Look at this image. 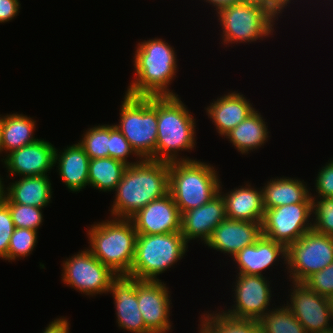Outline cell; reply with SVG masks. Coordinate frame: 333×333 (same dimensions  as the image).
I'll use <instances>...</instances> for the list:
<instances>
[{
    "label": "cell",
    "instance_id": "cell-1",
    "mask_svg": "<svg viewBox=\"0 0 333 333\" xmlns=\"http://www.w3.org/2000/svg\"><path fill=\"white\" fill-rule=\"evenodd\" d=\"M115 193L111 216L130 219L151 201L169 193V162L141 159L128 165Z\"/></svg>",
    "mask_w": 333,
    "mask_h": 333
},
{
    "label": "cell",
    "instance_id": "cell-2",
    "mask_svg": "<svg viewBox=\"0 0 333 333\" xmlns=\"http://www.w3.org/2000/svg\"><path fill=\"white\" fill-rule=\"evenodd\" d=\"M173 49L160 38L138 43L133 61L136 78L125 94L134 97L177 96L168 88L177 72Z\"/></svg>",
    "mask_w": 333,
    "mask_h": 333
},
{
    "label": "cell",
    "instance_id": "cell-3",
    "mask_svg": "<svg viewBox=\"0 0 333 333\" xmlns=\"http://www.w3.org/2000/svg\"><path fill=\"white\" fill-rule=\"evenodd\" d=\"M177 96H157V142L155 161H189L178 158V151L195 146V119Z\"/></svg>",
    "mask_w": 333,
    "mask_h": 333
},
{
    "label": "cell",
    "instance_id": "cell-4",
    "mask_svg": "<svg viewBox=\"0 0 333 333\" xmlns=\"http://www.w3.org/2000/svg\"><path fill=\"white\" fill-rule=\"evenodd\" d=\"M93 256L118 276L130 274L135 256L137 232L131 219L113 218L89 227Z\"/></svg>",
    "mask_w": 333,
    "mask_h": 333
},
{
    "label": "cell",
    "instance_id": "cell-5",
    "mask_svg": "<svg viewBox=\"0 0 333 333\" xmlns=\"http://www.w3.org/2000/svg\"><path fill=\"white\" fill-rule=\"evenodd\" d=\"M214 167L199 160L169 163V194L181 215L200 207L219 193L220 179Z\"/></svg>",
    "mask_w": 333,
    "mask_h": 333
},
{
    "label": "cell",
    "instance_id": "cell-6",
    "mask_svg": "<svg viewBox=\"0 0 333 333\" xmlns=\"http://www.w3.org/2000/svg\"><path fill=\"white\" fill-rule=\"evenodd\" d=\"M118 130L130 143L139 159L155 161L157 142V96L134 97L125 94Z\"/></svg>",
    "mask_w": 333,
    "mask_h": 333
},
{
    "label": "cell",
    "instance_id": "cell-7",
    "mask_svg": "<svg viewBox=\"0 0 333 333\" xmlns=\"http://www.w3.org/2000/svg\"><path fill=\"white\" fill-rule=\"evenodd\" d=\"M188 242L181 232L166 234H138L135 256L128 277L157 281V275L182 259Z\"/></svg>",
    "mask_w": 333,
    "mask_h": 333
},
{
    "label": "cell",
    "instance_id": "cell-8",
    "mask_svg": "<svg viewBox=\"0 0 333 333\" xmlns=\"http://www.w3.org/2000/svg\"><path fill=\"white\" fill-rule=\"evenodd\" d=\"M222 40L226 43H246L266 38L273 33L276 17L265 7L248 2L232 4L218 12Z\"/></svg>",
    "mask_w": 333,
    "mask_h": 333
},
{
    "label": "cell",
    "instance_id": "cell-9",
    "mask_svg": "<svg viewBox=\"0 0 333 333\" xmlns=\"http://www.w3.org/2000/svg\"><path fill=\"white\" fill-rule=\"evenodd\" d=\"M332 262L333 236L313 229L286 248V266L293 282L303 283Z\"/></svg>",
    "mask_w": 333,
    "mask_h": 333
},
{
    "label": "cell",
    "instance_id": "cell-10",
    "mask_svg": "<svg viewBox=\"0 0 333 333\" xmlns=\"http://www.w3.org/2000/svg\"><path fill=\"white\" fill-rule=\"evenodd\" d=\"M84 250L63 262L64 284L89 296L108 293L111 283L118 275L93 256L88 249Z\"/></svg>",
    "mask_w": 333,
    "mask_h": 333
},
{
    "label": "cell",
    "instance_id": "cell-11",
    "mask_svg": "<svg viewBox=\"0 0 333 333\" xmlns=\"http://www.w3.org/2000/svg\"><path fill=\"white\" fill-rule=\"evenodd\" d=\"M311 214L312 203H296L266 209L261 223L262 235L287 248L312 230L313 223L308 220Z\"/></svg>",
    "mask_w": 333,
    "mask_h": 333
},
{
    "label": "cell",
    "instance_id": "cell-12",
    "mask_svg": "<svg viewBox=\"0 0 333 333\" xmlns=\"http://www.w3.org/2000/svg\"><path fill=\"white\" fill-rule=\"evenodd\" d=\"M293 290L290 293V303L287 307L292 311L307 333H320L330 330L333 310L330 298L309 289L304 283L292 282Z\"/></svg>",
    "mask_w": 333,
    "mask_h": 333
},
{
    "label": "cell",
    "instance_id": "cell-13",
    "mask_svg": "<svg viewBox=\"0 0 333 333\" xmlns=\"http://www.w3.org/2000/svg\"><path fill=\"white\" fill-rule=\"evenodd\" d=\"M238 279V280H237ZM235 285V305L233 309L221 311L236 319L258 321L269 310L271 288L265 277L238 274Z\"/></svg>",
    "mask_w": 333,
    "mask_h": 333
},
{
    "label": "cell",
    "instance_id": "cell-14",
    "mask_svg": "<svg viewBox=\"0 0 333 333\" xmlns=\"http://www.w3.org/2000/svg\"><path fill=\"white\" fill-rule=\"evenodd\" d=\"M160 281V282H159ZM138 307L151 333H167L171 329L169 291L161 280L136 279Z\"/></svg>",
    "mask_w": 333,
    "mask_h": 333
},
{
    "label": "cell",
    "instance_id": "cell-15",
    "mask_svg": "<svg viewBox=\"0 0 333 333\" xmlns=\"http://www.w3.org/2000/svg\"><path fill=\"white\" fill-rule=\"evenodd\" d=\"M181 213L172 196L151 201L130 219L137 234H166L181 232Z\"/></svg>",
    "mask_w": 333,
    "mask_h": 333
},
{
    "label": "cell",
    "instance_id": "cell-16",
    "mask_svg": "<svg viewBox=\"0 0 333 333\" xmlns=\"http://www.w3.org/2000/svg\"><path fill=\"white\" fill-rule=\"evenodd\" d=\"M55 147L44 139L8 153L4 160L7 172L20 177L47 175L54 165Z\"/></svg>",
    "mask_w": 333,
    "mask_h": 333
},
{
    "label": "cell",
    "instance_id": "cell-17",
    "mask_svg": "<svg viewBox=\"0 0 333 333\" xmlns=\"http://www.w3.org/2000/svg\"><path fill=\"white\" fill-rule=\"evenodd\" d=\"M262 236L260 222L226 218L206 241L208 247L235 256L244 247L254 244Z\"/></svg>",
    "mask_w": 333,
    "mask_h": 333
},
{
    "label": "cell",
    "instance_id": "cell-18",
    "mask_svg": "<svg viewBox=\"0 0 333 333\" xmlns=\"http://www.w3.org/2000/svg\"><path fill=\"white\" fill-rule=\"evenodd\" d=\"M226 218L225 202L218 193L204 205L182 214L181 233L187 242L200 238L206 243L213 230Z\"/></svg>",
    "mask_w": 333,
    "mask_h": 333
},
{
    "label": "cell",
    "instance_id": "cell-19",
    "mask_svg": "<svg viewBox=\"0 0 333 333\" xmlns=\"http://www.w3.org/2000/svg\"><path fill=\"white\" fill-rule=\"evenodd\" d=\"M109 293L113 295L118 326L132 333H151L141 316L136 292V279L118 276Z\"/></svg>",
    "mask_w": 333,
    "mask_h": 333
},
{
    "label": "cell",
    "instance_id": "cell-20",
    "mask_svg": "<svg viewBox=\"0 0 333 333\" xmlns=\"http://www.w3.org/2000/svg\"><path fill=\"white\" fill-rule=\"evenodd\" d=\"M286 264V247L262 235L254 244L244 247L235 256L238 274L262 276V271L271 267L279 257Z\"/></svg>",
    "mask_w": 333,
    "mask_h": 333
},
{
    "label": "cell",
    "instance_id": "cell-21",
    "mask_svg": "<svg viewBox=\"0 0 333 333\" xmlns=\"http://www.w3.org/2000/svg\"><path fill=\"white\" fill-rule=\"evenodd\" d=\"M254 110L249 100L235 91L224 94L206 108L208 117L210 116L221 136L234 129Z\"/></svg>",
    "mask_w": 333,
    "mask_h": 333
},
{
    "label": "cell",
    "instance_id": "cell-22",
    "mask_svg": "<svg viewBox=\"0 0 333 333\" xmlns=\"http://www.w3.org/2000/svg\"><path fill=\"white\" fill-rule=\"evenodd\" d=\"M221 188L220 185L219 193L225 202L227 218L262 223L265 211L262 189H253L250 184H247L246 187L240 186L224 195L220 191Z\"/></svg>",
    "mask_w": 333,
    "mask_h": 333
},
{
    "label": "cell",
    "instance_id": "cell-23",
    "mask_svg": "<svg viewBox=\"0 0 333 333\" xmlns=\"http://www.w3.org/2000/svg\"><path fill=\"white\" fill-rule=\"evenodd\" d=\"M6 189L2 196L5 203L44 208L52 197L51 182L47 175L22 177Z\"/></svg>",
    "mask_w": 333,
    "mask_h": 333
},
{
    "label": "cell",
    "instance_id": "cell-24",
    "mask_svg": "<svg viewBox=\"0 0 333 333\" xmlns=\"http://www.w3.org/2000/svg\"><path fill=\"white\" fill-rule=\"evenodd\" d=\"M57 151L55 148L54 164H59L57 167L63 183L72 192L82 191L83 188L89 185V156L79 143L67 147L64 152H59V154Z\"/></svg>",
    "mask_w": 333,
    "mask_h": 333
},
{
    "label": "cell",
    "instance_id": "cell-25",
    "mask_svg": "<svg viewBox=\"0 0 333 333\" xmlns=\"http://www.w3.org/2000/svg\"><path fill=\"white\" fill-rule=\"evenodd\" d=\"M306 185L296 178L270 179L262 188L264 209L296 203H312V197Z\"/></svg>",
    "mask_w": 333,
    "mask_h": 333
},
{
    "label": "cell",
    "instance_id": "cell-26",
    "mask_svg": "<svg viewBox=\"0 0 333 333\" xmlns=\"http://www.w3.org/2000/svg\"><path fill=\"white\" fill-rule=\"evenodd\" d=\"M267 122L254 110L239 125L228 132L225 137L236 147L241 154H248L249 151L264 145L268 138Z\"/></svg>",
    "mask_w": 333,
    "mask_h": 333
},
{
    "label": "cell",
    "instance_id": "cell-27",
    "mask_svg": "<svg viewBox=\"0 0 333 333\" xmlns=\"http://www.w3.org/2000/svg\"><path fill=\"white\" fill-rule=\"evenodd\" d=\"M35 122L32 118L17 113L3 116L0 134L1 152L10 153L36 142L38 138L33 137Z\"/></svg>",
    "mask_w": 333,
    "mask_h": 333
},
{
    "label": "cell",
    "instance_id": "cell-28",
    "mask_svg": "<svg viewBox=\"0 0 333 333\" xmlns=\"http://www.w3.org/2000/svg\"><path fill=\"white\" fill-rule=\"evenodd\" d=\"M128 165L111 157L90 159L88 184L98 190L115 191Z\"/></svg>",
    "mask_w": 333,
    "mask_h": 333
},
{
    "label": "cell",
    "instance_id": "cell-29",
    "mask_svg": "<svg viewBox=\"0 0 333 333\" xmlns=\"http://www.w3.org/2000/svg\"><path fill=\"white\" fill-rule=\"evenodd\" d=\"M212 314L202 315L200 329L204 333H260L256 320L236 319L223 312Z\"/></svg>",
    "mask_w": 333,
    "mask_h": 333
},
{
    "label": "cell",
    "instance_id": "cell-30",
    "mask_svg": "<svg viewBox=\"0 0 333 333\" xmlns=\"http://www.w3.org/2000/svg\"><path fill=\"white\" fill-rule=\"evenodd\" d=\"M283 306L269 310L258 320L260 333H307L292 311Z\"/></svg>",
    "mask_w": 333,
    "mask_h": 333
},
{
    "label": "cell",
    "instance_id": "cell-31",
    "mask_svg": "<svg viewBox=\"0 0 333 333\" xmlns=\"http://www.w3.org/2000/svg\"><path fill=\"white\" fill-rule=\"evenodd\" d=\"M78 143L90 159L109 157V125L89 128Z\"/></svg>",
    "mask_w": 333,
    "mask_h": 333
},
{
    "label": "cell",
    "instance_id": "cell-32",
    "mask_svg": "<svg viewBox=\"0 0 333 333\" xmlns=\"http://www.w3.org/2000/svg\"><path fill=\"white\" fill-rule=\"evenodd\" d=\"M37 231L27 228H15L8 248V261L29 256L36 246Z\"/></svg>",
    "mask_w": 333,
    "mask_h": 333
},
{
    "label": "cell",
    "instance_id": "cell-33",
    "mask_svg": "<svg viewBox=\"0 0 333 333\" xmlns=\"http://www.w3.org/2000/svg\"><path fill=\"white\" fill-rule=\"evenodd\" d=\"M311 197L312 213L316 217L312 229L318 233L333 236V198L320 197L317 199L312 195Z\"/></svg>",
    "mask_w": 333,
    "mask_h": 333
},
{
    "label": "cell",
    "instance_id": "cell-34",
    "mask_svg": "<svg viewBox=\"0 0 333 333\" xmlns=\"http://www.w3.org/2000/svg\"><path fill=\"white\" fill-rule=\"evenodd\" d=\"M15 228H27L38 231L42 224V208L17 203H6Z\"/></svg>",
    "mask_w": 333,
    "mask_h": 333
},
{
    "label": "cell",
    "instance_id": "cell-35",
    "mask_svg": "<svg viewBox=\"0 0 333 333\" xmlns=\"http://www.w3.org/2000/svg\"><path fill=\"white\" fill-rule=\"evenodd\" d=\"M109 157L113 159L120 160L124 162L126 165H134L140 162L137 160L136 162H128L127 157L130 154H134L139 157L135 151L132 149L130 143L124 137V135L118 130L115 125H109Z\"/></svg>",
    "mask_w": 333,
    "mask_h": 333
},
{
    "label": "cell",
    "instance_id": "cell-36",
    "mask_svg": "<svg viewBox=\"0 0 333 333\" xmlns=\"http://www.w3.org/2000/svg\"><path fill=\"white\" fill-rule=\"evenodd\" d=\"M309 289L330 298L333 295V262L303 282Z\"/></svg>",
    "mask_w": 333,
    "mask_h": 333
},
{
    "label": "cell",
    "instance_id": "cell-37",
    "mask_svg": "<svg viewBox=\"0 0 333 333\" xmlns=\"http://www.w3.org/2000/svg\"><path fill=\"white\" fill-rule=\"evenodd\" d=\"M15 227L8 205L0 200V257L8 260V248Z\"/></svg>",
    "mask_w": 333,
    "mask_h": 333
},
{
    "label": "cell",
    "instance_id": "cell-38",
    "mask_svg": "<svg viewBox=\"0 0 333 333\" xmlns=\"http://www.w3.org/2000/svg\"><path fill=\"white\" fill-rule=\"evenodd\" d=\"M316 192L319 197L333 198V160L318 172L316 177Z\"/></svg>",
    "mask_w": 333,
    "mask_h": 333
},
{
    "label": "cell",
    "instance_id": "cell-39",
    "mask_svg": "<svg viewBox=\"0 0 333 333\" xmlns=\"http://www.w3.org/2000/svg\"><path fill=\"white\" fill-rule=\"evenodd\" d=\"M19 0H0V23L12 20L20 11Z\"/></svg>",
    "mask_w": 333,
    "mask_h": 333
},
{
    "label": "cell",
    "instance_id": "cell-40",
    "mask_svg": "<svg viewBox=\"0 0 333 333\" xmlns=\"http://www.w3.org/2000/svg\"><path fill=\"white\" fill-rule=\"evenodd\" d=\"M43 333H69L68 320L64 317L54 319L46 329H44Z\"/></svg>",
    "mask_w": 333,
    "mask_h": 333
},
{
    "label": "cell",
    "instance_id": "cell-41",
    "mask_svg": "<svg viewBox=\"0 0 333 333\" xmlns=\"http://www.w3.org/2000/svg\"><path fill=\"white\" fill-rule=\"evenodd\" d=\"M291 0H269V11L277 17L280 13H282L287 4H290Z\"/></svg>",
    "mask_w": 333,
    "mask_h": 333
},
{
    "label": "cell",
    "instance_id": "cell-42",
    "mask_svg": "<svg viewBox=\"0 0 333 333\" xmlns=\"http://www.w3.org/2000/svg\"><path fill=\"white\" fill-rule=\"evenodd\" d=\"M206 2L215 6L216 9H214V10H216L218 13L220 10H222L232 4H238V3L243 2V0H206Z\"/></svg>",
    "mask_w": 333,
    "mask_h": 333
},
{
    "label": "cell",
    "instance_id": "cell-43",
    "mask_svg": "<svg viewBox=\"0 0 333 333\" xmlns=\"http://www.w3.org/2000/svg\"><path fill=\"white\" fill-rule=\"evenodd\" d=\"M243 2L261 5L269 10V0H243Z\"/></svg>",
    "mask_w": 333,
    "mask_h": 333
},
{
    "label": "cell",
    "instance_id": "cell-44",
    "mask_svg": "<svg viewBox=\"0 0 333 333\" xmlns=\"http://www.w3.org/2000/svg\"><path fill=\"white\" fill-rule=\"evenodd\" d=\"M4 189H5L4 184L2 183L0 178V200L2 199Z\"/></svg>",
    "mask_w": 333,
    "mask_h": 333
},
{
    "label": "cell",
    "instance_id": "cell-45",
    "mask_svg": "<svg viewBox=\"0 0 333 333\" xmlns=\"http://www.w3.org/2000/svg\"><path fill=\"white\" fill-rule=\"evenodd\" d=\"M2 116L0 117V134H1ZM0 153H1V137H0Z\"/></svg>",
    "mask_w": 333,
    "mask_h": 333
},
{
    "label": "cell",
    "instance_id": "cell-46",
    "mask_svg": "<svg viewBox=\"0 0 333 333\" xmlns=\"http://www.w3.org/2000/svg\"><path fill=\"white\" fill-rule=\"evenodd\" d=\"M320 333H333V328L330 329V330L322 331V332H320Z\"/></svg>",
    "mask_w": 333,
    "mask_h": 333
},
{
    "label": "cell",
    "instance_id": "cell-47",
    "mask_svg": "<svg viewBox=\"0 0 333 333\" xmlns=\"http://www.w3.org/2000/svg\"><path fill=\"white\" fill-rule=\"evenodd\" d=\"M330 302H331V307H332V310H333V295L330 297Z\"/></svg>",
    "mask_w": 333,
    "mask_h": 333
}]
</instances>
